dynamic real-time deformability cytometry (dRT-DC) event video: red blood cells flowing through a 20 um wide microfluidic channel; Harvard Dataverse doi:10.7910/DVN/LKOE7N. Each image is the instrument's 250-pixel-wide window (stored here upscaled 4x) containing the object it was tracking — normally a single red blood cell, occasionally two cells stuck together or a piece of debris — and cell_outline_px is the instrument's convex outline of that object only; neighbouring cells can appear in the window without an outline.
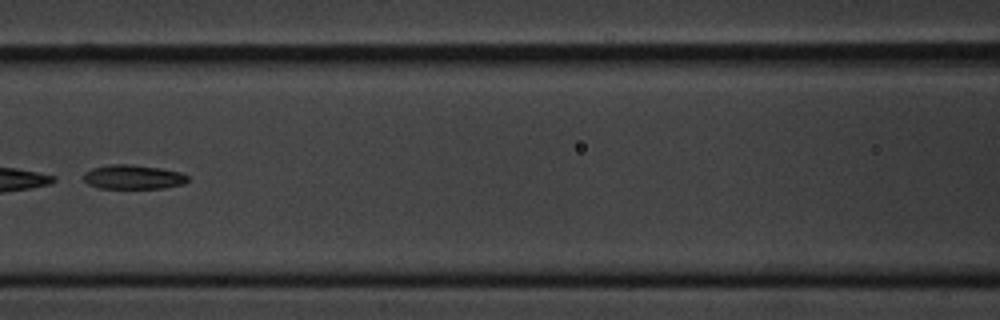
{"species": "common noctule bat (a hibernating species)", "species_latin": "Nyctalus noctula", "temperature_condition": "cold", "stored_images_in_passage": 15, "segment_of_instrument_passage": [2, 2], "camera_frame_rate_fps": 3000, "um_per_image_px": 0.085, "animal": {"sex": "male", "body_mass_g": 20.1, "forearm_length_mm": 53.5}, "frame": {"image": 1, "passage_image": 7, "time_ms": 8.0, "image_size_px": [1000, 320], "cell_outline_px": [[188, 180], [184, 184], [164, 188], [100, 188], [88, 184], [84, 180], [84, 172], [92, 168], [112, 164], [132, 164], [160, 168], [180, 172], [188, 176]], "centroid_in_image_um": [11.32, 15.04], "position_along_channel_um": 155.3, "area_um2": 14.74}}
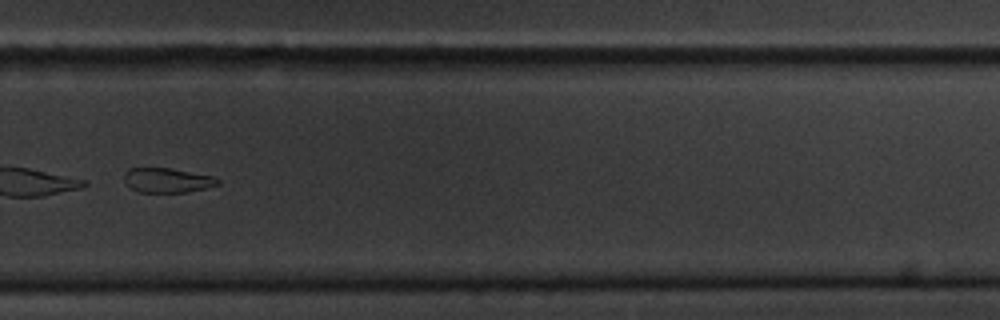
{"frame": {"image": 2, "passage_image": 11, "time_ms": 12.667, "image_size_px": [1000, 320], "cell_outline_px": [[220, 184], [204, 188], [184, 192], [140, 192], [132, 188], [124, 180], [124, 172], [128, 168], [168, 168], [212, 176], [220, 180]], "centroid_in_image_um": [14.2, 15.32], "position_along_channel_um": 315.6, "area_um2": 13.18}}
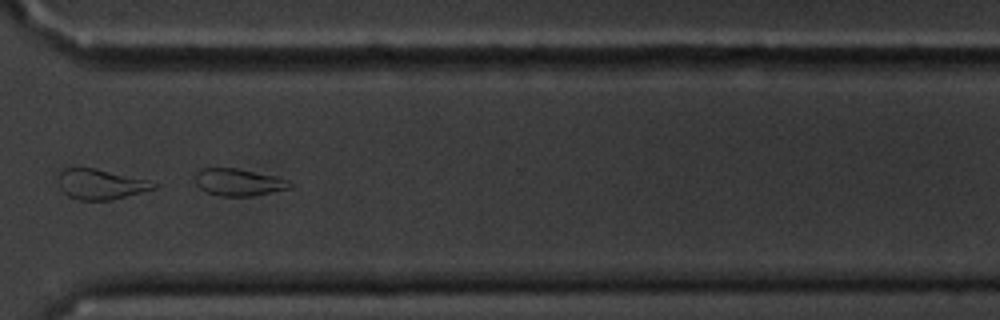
{"frame": {"image": 3, "passage_image": 12, "time_ms": 13.667, "image_size_px": [1000, 320], "cell_outline_px": [[292, 188], [252, 196], [220, 196], [208, 192], [200, 188], [196, 184], [196, 172], [200, 168], [236, 168], [276, 176], [292, 180]], "centroid_in_image_um": [20.33, 15.48], "position_along_channel_um": 350.3, "area_um2": 15.09}}